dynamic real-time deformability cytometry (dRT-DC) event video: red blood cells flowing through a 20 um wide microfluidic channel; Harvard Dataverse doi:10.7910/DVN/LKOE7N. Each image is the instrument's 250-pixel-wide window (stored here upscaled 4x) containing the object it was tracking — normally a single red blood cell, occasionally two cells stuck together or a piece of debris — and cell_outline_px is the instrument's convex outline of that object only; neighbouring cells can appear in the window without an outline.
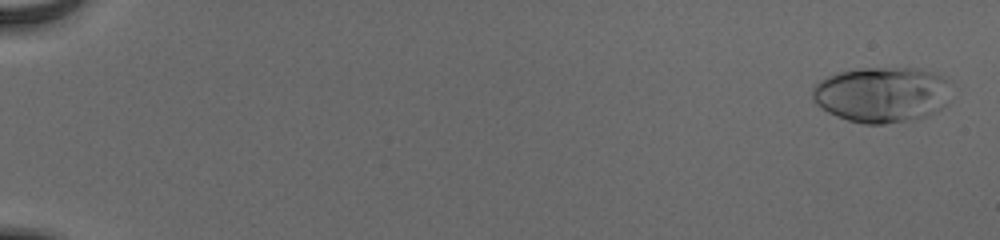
{"species": "human", "species_latin": "Homo sapiens", "temperature_condition": "cold", "stored_images_in_passage": 55, "camera_frame_rate_fps": 3000, "um_per_image_px": 0.085, "donor": {"sex": "male"}, "frame": {"image": 1, "passage_image": 2, "time_ms": 0.333, "image_size_px": [1000, 240], "cell_outline_px": [[948, 104], [936, 112], [928, 116], [912, 120], [884, 124], [864, 124], [848, 120], [836, 116], [828, 112], [816, 104], [812, 100], [812, 88], [820, 80], [828, 76], [840, 72], [864, 68], [920, 68], [936, 72], [948, 76]], "centroid_in_image_um": [75.0, 8.04], "position_along_channel_um": 10.0, "area_um2": 45.49}}
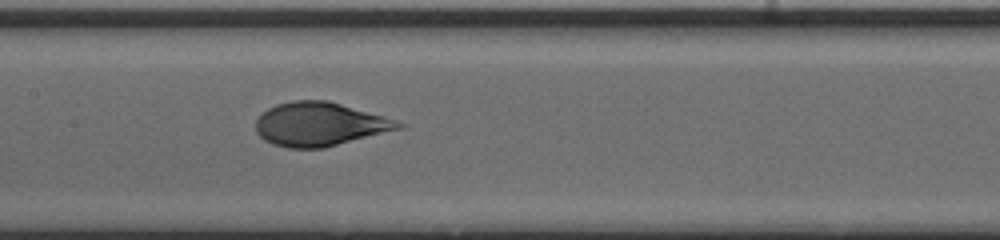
{"frame": {"image": 2, "passage_image": 30, "time_ms": 9.667, "image_size_px": [1000, 240], "cell_outline_px": [[408, 124], [404, 128], [324, 148], [288, 148], [272, 144], [264, 140], [256, 132], [256, 120], [268, 108], [276, 104], [292, 100], [328, 100], [384, 116]], "centroid_in_image_um": [27.2, 10.56], "position_along_channel_um": 180.2, "area_um2": 36.53}}
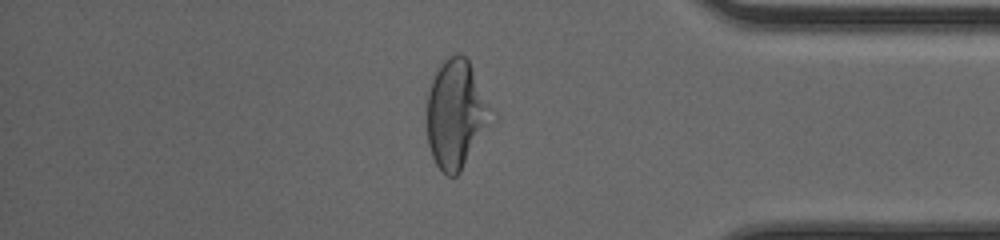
{"frame": {"image": 3, "passage_image": 48, "time_ms": 15.667, "image_size_px": [1000, 240], "cell_outline_px": [[500, 116], [460, 172], [456, 176], [448, 176], [436, 164], [432, 156], [428, 144], [428, 92], [432, 80], [440, 64], [448, 56], [456, 52], [464, 56], [468, 60]], "centroid_in_image_um": [38.89, 9.71], "position_along_channel_um": 396.3, "area_um2": 42.14}, "authors_computed_cell_mechanics": {"area_um2": 38.8416, "velocity_mm_per_s": 3.8961, "shape_relaxation_time_tau1_ms": 4.0792, "shape_relaxation_time_tau2_ms": null, "deformation_change_tau1": 0.212, "deformation_change_tau2": null}}